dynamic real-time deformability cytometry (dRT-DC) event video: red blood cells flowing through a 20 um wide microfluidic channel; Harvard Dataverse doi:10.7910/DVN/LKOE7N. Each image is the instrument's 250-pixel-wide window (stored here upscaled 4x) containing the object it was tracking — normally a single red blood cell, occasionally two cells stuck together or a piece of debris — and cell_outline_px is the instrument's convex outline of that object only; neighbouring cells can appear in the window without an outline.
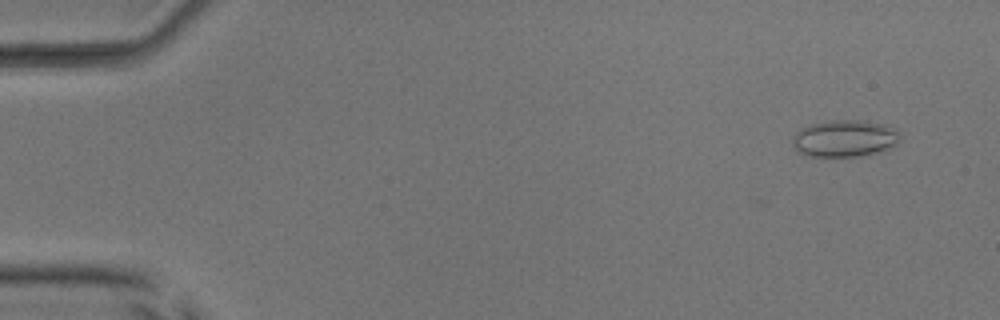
{"species": "common noctule bat (a hibernating species)", "species_latin": "Nyctalus noctula", "temperature_condition": "room temperature", "stored_images_in_passage": 35, "camera_frame_rate_fps": 3000, "um_per_image_px": 0.085, "animal": {"sex": "male", "body_mass_g": 17.9, "forearm_length_mm": 54.2}, "frame": {"image": 1, "passage_image": 4, "time_ms": 1.0, "image_size_px": [1000, 320], "cell_outline_px": [[900, 140], [896, 144], [876, 152], [860, 156], [808, 156], [796, 152], [792, 144], [792, 140], [796, 132], [812, 124], [832, 120], [864, 120], [884, 124], [900, 132]], "centroid_in_image_um": [71.78, 11.76], "position_along_channel_um": 13.2, "area_um2": 23.0}}
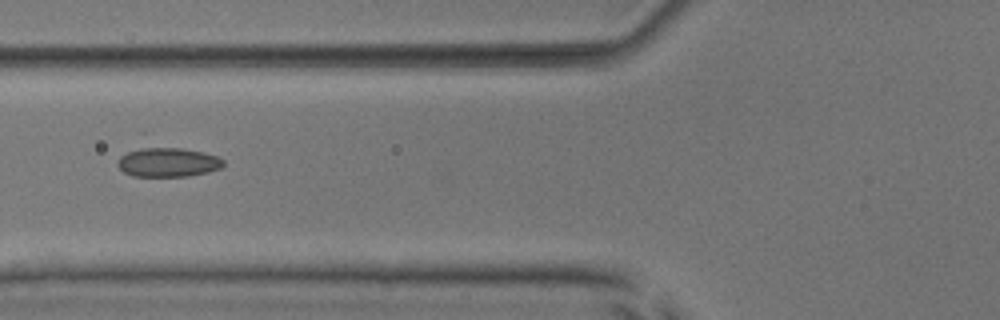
{"frame": {"image": 2, "passage_image": 21, "time_ms": 6.667, "image_size_px": [1000, 320], "cell_outline_px": [[224, 164], [220, 168], [208, 172], [188, 176], [132, 176], [124, 172], [116, 164], [120, 156], [128, 152], [140, 148], [180, 148], [200, 152], [216, 156], [224, 160]], "centroid_in_image_um": [14.25, 13.8], "position_along_channel_um": 111.5, "area_um2": 17.74}}
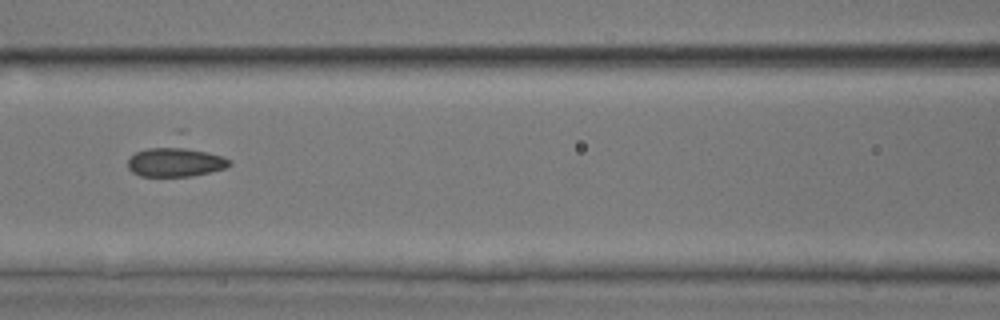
{"frame": {"image": 3, "passage_image": 24, "time_ms": 7.667, "image_size_px": [1000, 320], "cell_outline_px": [[232, 164], [224, 168], [192, 176], [140, 176], [132, 172], [128, 168], [128, 160], [136, 152], [148, 148], [172, 144], [176, 144], [224, 156], [232, 160]], "centroid_in_image_um": [14.92, 13.73], "position_along_channel_um": 151.7, "area_um2": 17.8}}